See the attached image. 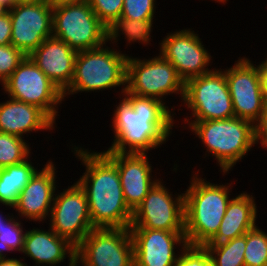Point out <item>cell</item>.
I'll return each mask as SVG.
<instances>
[{
  "label": "cell",
  "mask_w": 267,
  "mask_h": 266,
  "mask_svg": "<svg viewBox=\"0 0 267 266\" xmlns=\"http://www.w3.org/2000/svg\"><path fill=\"white\" fill-rule=\"evenodd\" d=\"M119 98L111 118L114 139L103 152L148 153L169 141L173 127L179 128L174 125V105L169 108L158 99L127 91Z\"/></svg>",
  "instance_id": "cell-1"
},
{
  "label": "cell",
  "mask_w": 267,
  "mask_h": 266,
  "mask_svg": "<svg viewBox=\"0 0 267 266\" xmlns=\"http://www.w3.org/2000/svg\"><path fill=\"white\" fill-rule=\"evenodd\" d=\"M73 145V156L85 167L77 182L86 193L93 227L129 228L133 212L124 200L117 165L102 151Z\"/></svg>",
  "instance_id": "cell-2"
},
{
  "label": "cell",
  "mask_w": 267,
  "mask_h": 266,
  "mask_svg": "<svg viewBox=\"0 0 267 266\" xmlns=\"http://www.w3.org/2000/svg\"><path fill=\"white\" fill-rule=\"evenodd\" d=\"M195 172L184 191V232L188 245L204 246L219 230L235 183L214 184Z\"/></svg>",
  "instance_id": "cell-3"
},
{
  "label": "cell",
  "mask_w": 267,
  "mask_h": 266,
  "mask_svg": "<svg viewBox=\"0 0 267 266\" xmlns=\"http://www.w3.org/2000/svg\"><path fill=\"white\" fill-rule=\"evenodd\" d=\"M184 122L181 121L183 128L190 129L189 131L203 143L202 148L206 149L204 158H215L216 164L220 167L219 172H223L224 176L229 174L244 156H248V152L255 146L254 124L250 121L233 117L224 120Z\"/></svg>",
  "instance_id": "cell-4"
},
{
  "label": "cell",
  "mask_w": 267,
  "mask_h": 266,
  "mask_svg": "<svg viewBox=\"0 0 267 266\" xmlns=\"http://www.w3.org/2000/svg\"><path fill=\"white\" fill-rule=\"evenodd\" d=\"M107 44L91 49L78 51L75 58L74 74L69 87L63 92L67 96L77 93L102 92L121 87L120 96L126 91L128 54L114 45ZM113 46V47H112ZM123 86V87H122Z\"/></svg>",
  "instance_id": "cell-5"
},
{
  "label": "cell",
  "mask_w": 267,
  "mask_h": 266,
  "mask_svg": "<svg viewBox=\"0 0 267 266\" xmlns=\"http://www.w3.org/2000/svg\"><path fill=\"white\" fill-rule=\"evenodd\" d=\"M126 91L133 95L152 97L167 105L168 95H178L181 107L185 82L178 75L175 67L160 53L153 58L128 56Z\"/></svg>",
  "instance_id": "cell-6"
},
{
  "label": "cell",
  "mask_w": 267,
  "mask_h": 266,
  "mask_svg": "<svg viewBox=\"0 0 267 266\" xmlns=\"http://www.w3.org/2000/svg\"><path fill=\"white\" fill-rule=\"evenodd\" d=\"M182 104L181 107L185 106L184 109L191 111L183 121L224 120L235 117L229 87L221 68L215 67L209 73L189 79L185 83Z\"/></svg>",
  "instance_id": "cell-7"
},
{
  "label": "cell",
  "mask_w": 267,
  "mask_h": 266,
  "mask_svg": "<svg viewBox=\"0 0 267 266\" xmlns=\"http://www.w3.org/2000/svg\"><path fill=\"white\" fill-rule=\"evenodd\" d=\"M52 36L78 51L108 44V28L88 2L53 5Z\"/></svg>",
  "instance_id": "cell-8"
},
{
  "label": "cell",
  "mask_w": 267,
  "mask_h": 266,
  "mask_svg": "<svg viewBox=\"0 0 267 266\" xmlns=\"http://www.w3.org/2000/svg\"><path fill=\"white\" fill-rule=\"evenodd\" d=\"M3 93L21 102L38 106L55 123L63 92L26 56L14 72L2 83Z\"/></svg>",
  "instance_id": "cell-9"
},
{
  "label": "cell",
  "mask_w": 267,
  "mask_h": 266,
  "mask_svg": "<svg viewBox=\"0 0 267 266\" xmlns=\"http://www.w3.org/2000/svg\"><path fill=\"white\" fill-rule=\"evenodd\" d=\"M79 266H134L129 228H93L76 246Z\"/></svg>",
  "instance_id": "cell-10"
},
{
  "label": "cell",
  "mask_w": 267,
  "mask_h": 266,
  "mask_svg": "<svg viewBox=\"0 0 267 266\" xmlns=\"http://www.w3.org/2000/svg\"><path fill=\"white\" fill-rule=\"evenodd\" d=\"M159 180L135 209L129 228L185 231L184 192L172 194Z\"/></svg>",
  "instance_id": "cell-11"
},
{
  "label": "cell",
  "mask_w": 267,
  "mask_h": 266,
  "mask_svg": "<svg viewBox=\"0 0 267 266\" xmlns=\"http://www.w3.org/2000/svg\"><path fill=\"white\" fill-rule=\"evenodd\" d=\"M73 183L62 192L57 188L48 224L58 236L77 246L94 227L86 193L77 181Z\"/></svg>",
  "instance_id": "cell-12"
},
{
  "label": "cell",
  "mask_w": 267,
  "mask_h": 266,
  "mask_svg": "<svg viewBox=\"0 0 267 266\" xmlns=\"http://www.w3.org/2000/svg\"><path fill=\"white\" fill-rule=\"evenodd\" d=\"M195 32L192 28L169 32L159 43V53L175 67L185 83L213 70L209 68L213 56Z\"/></svg>",
  "instance_id": "cell-13"
},
{
  "label": "cell",
  "mask_w": 267,
  "mask_h": 266,
  "mask_svg": "<svg viewBox=\"0 0 267 266\" xmlns=\"http://www.w3.org/2000/svg\"><path fill=\"white\" fill-rule=\"evenodd\" d=\"M234 65L222 69L231 95L235 117L255 124L260 118L265 100L258 64L248 57H238Z\"/></svg>",
  "instance_id": "cell-14"
},
{
  "label": "cell",
  "mask_w": 267,
  "mask_h": 266,
  "mask_svg": "<svg viewBox=\"0 0 267 266\" xmlns=\"http://www.w3.org/2000/svg\"><path fill=\"white\" fill-rule=\"evenodd\" d=\"M9 14L11 44L26 56L52 37L53 5L49 0L16 3Z\"/></svg>",
  "instance_id": "cell-15"
},
{
  "label": "cell",
  "mask_w": 267,
  "mask_h": 266,
  "mask_svg": "<svg viewBox=\"0 0 267 266\" xmlns=\"http://www.w3.org/2000/svg\"><path fill=\"white\" fill-rule=\"evenodd\" d=\"M129 230L134 247V266H176L181 251L188 246L184 231Z\"/></svg>",
  "instance_id": "cell-16"
},
{
  "label": "cell",
  "mask_w": 267,
  "mask_h": 266,
  "mask_svg": "<svg viewBox=\"0 0 267 266\" xmlns=\"http://www.w3.org/2000/svg\"><path fill=\"white\" fill-rule=\"evenodd\" d=\"M54 163L52 159H48L43 168L35 172L20 192L18 202L13 210L17 212L18 216L15 215L16 217H21V221L29 220L40 224L49 218L54 195L59 188L58 180H56L58 168Z\"/></svg>",
  "instance_id": "cell-17"
},
{
  "label": "cell",
  "mask_w": 267,
  "mask_h": 266,
  "mask_svg": "<svg viewBox=\"0 0 267 266\" xmlns=\"http://www.w3.org/2000/svg\"><path fill=\"white\" fill-rule=\"evenodd\" d=\"M116 165L119 172L124 200L134 212L145 196L159 181L153 176L149 153H114L104 152Z\"/></svg>",
  "instance_id": "cell-18"
},
{
  "label": "cell",
  "mask_w": 267,
  "mask_h": 266,
  "mask_svg": "<svg viewBox=\"0 0 267 266\" xmlns=\"http://www.w3.org/2000/svg\"><path fill=\"white\" fill-rule=\"evenodd\" d=\"M28 229L24 238L23 253L34 265L57 266L68 258V266L76 262V246L68 239L58 236L50 227Z\"/></svg>",
  "instance_id": "cell-19"
},
{
  "label": "cell",
  "mask_w": 267,
  "mask_h": 266,
  "mask_svg": "<svg viewBox=\"0 0 267 266\" xmlns=\"http://www.w3.org/2000/svg\"><path fill=\"white\" fill-rule=\"evenodd\" d=\"M0 103V132L20 138L31 133L54 131L57 124L38 106L27 104L9 96ZM56 126V127H55Z\"/></svg>",
  "instance_id": "cell-20"
},
{
  "label": "cell",
  "mask_w": 267,
  "mask_h": 266,
  "mask_svg": "<svg viewBox=\"0 0 267 266\" xmlns=\"http://www.w3.org/2000/svg\"><path fill=\"white\" fill-rule=\"evenodd\" d=\"M76 54V50L52 36L45 39L29 57L64 92L73 78Z\"/></svg>",
  "instance_id": "cell-21"
},
{
  "label": "cell",
  "mask_w": 267,
  "mask_h": 266,
  "mask_svg": "<svg viewBox=\"0 0 267 266\" xmlns=\"http://www.w3.org/2000/svg\"><path fill=\"white\" fill-rule=\"evenodd\" d=\"M254 195L246 191L233 196L216 235L206 244H220L246 234L257 224L258 208Z\"/></svg>",
  "instance_id": "cell-22"
},
{
  "label": "cell",
  "mask_w": 267,
  "mask_h": 266,
  "mask_svg": "<svg viewBox=\"0 0 267 266\" xmlns=\"http://www.w3.org/2000/svg\"><path fill=\"white\" fill-rule=\"evenodd\" d=\"M0 168V205L14 208L18 202L20 192L28 184L38 167L30 160Z\"/></svg>",
  "instance_id": "cell-23"
},
{
  "label": "cell",
  "mask_w": 267,
  "mask_h": 266,
  "mask_svg": "<svg viewBox=\"0 0 267 266\" xmlns=\"http://www.w3.org/2000/svg\"><path fill=\"white\" fill-rule=\"evenodd\" d=\"M155 20H134L119 18L111 27L108 28V43L116 46L117 42L122 39H126V46L130 47V44L141 43L143 46L151 44L153 36V24ZM151 39V40H150ZM128 42V43H127ZM128 44V45H127Z\"/></svg>",
  "instance_id": "cell-24"
},
{
  "label": "cell",
  "mask_w": 267,
  "mask_h": 266,
  "mask_svg": "<svg viewBox=\"0 0 267 266\" xmlns=\"http://www.w3.org/2000/svg\"><path fill=\"white\" fill-rule=\"evenodd\" d=\"M215 266H245L246 234L220 244H205Z\"/></svg>",
  "instance_id": "cell-25"
},
{
  "label": "cell",
  "mask_w": 267,
  "mask_h": 266,
  "mask_svg": "<svg viewBox=\"0 0 267 266\" xmlns=\"http://www.w3.org/2000/svg\"><path fill=\"white\" fill-rule=\"evenodd\" d=\"M31 152L27 140L0 132V168L24 162L31 156Z\"/></svg>",
  "instance_id": "cell-26"
},
{
  "label": "cell",
  "mask_w": 267,
  "mask_h": 266,
  "mask_svg": "<svg viewBox=\"0 0 267 266\" xmlns=\"http://www.w3.org/2000/svg\"><path fill=\"white\" fill-rule=\"evenodd\" d=\"M245 266H267V233L258 224L246 233Z\"/></svg>",
  "instance_id": "cell-27"
},
{
  "label": "cell",
  "mask_w": 267,
  "mask_h": 266,
  "mask_svg": "<svg viewBox=\"0 0 267 266\" xmlns=\"http://www.w3.org/2000/svg\"><path fill=\"white\" fill-rule=\"evenodd\" d=\"M20 220L21 219L18 217L13 216L0 229V259L9 258L6 251L8 253H11L12 251H19V253H21L23 251L24 238L27 230L23 228V222Z\"/></svg>",
  "instance_id": "cell-28"
},
{
  "label": "cell",
  "mask_w": 267,
  "mask_h": 266,
  "mask_svg": "<svg viewBox=\"0 0 267 266\" xmlns=\"http://www.w3.org/2000/svg\"><path fill=\"white\" fill-rule=\"evenodd\" d=\"M88 4L107 27H111L120 17L124 0H88Z\"/></svg>",
  "instance_id": "cell-29"
},
{
  "label": "cell",
  "mask_w": 267,
  "mask_h": 266,
  "mask_svg": "<svg viewBox=\"0 0 267 266\" xmlns=\"http://www.w3.org/2000/svg\"><path fill=\"white\" fill-rule=\"evenodd\" d=\"M156 0H124L121 18L153 20L156 13Z\"/></svg>",
  "instance_id": "cell-30"
},
{
  "label": "cell",
  "mask_w": 267,
  "mask_h": 266,
  "mask_svg": "<svg viewBox=\"0 0 267 266\" xmlns=\"http://www.w3.org/2000/svg\"><path fill=\"white\" fill-rule=\"evenodd\" d=\"M26 55L12 44L0 45V83L14 72Z\"/></svg>",
  "instance_id": "cell-31"
},
{
  "label": "cell",
  "mask_w": 267,
  "mask_h": 266,
  "mask_svg": "<svg viewBox=\"0 0 267 266\" xmlns=\"http://www.w3.org/2000/svg\"><path fill=\"white\" fill-rule=\"evenodd\" d=\"M176 266H215L204 246L188 245L181 251Z\"/></svg>",
  "instance_id": "cell-32"
},
{
  "label": "cell",
  "mask_w": 267,
  "mask_h": 266,
  "mask_svg": "<svg viewBox=\"0 0 267 266\" xmlns=\"http://www.w3.org/2000/svg\"><path fill=\"white\" fill-rule=\"evenodd\" d=\"M255 145L267 150V102H265L260 118L254 124Z\"/></svg>",
  "instance_id": "cell-33"
},
{
  "label": "cell",
  "mask_w": 267,
  "mask_h": 266,
  "mask_svg": "<svg viewBox=\"0 0 267 266\" xmlns=\"http://www.w3.org/2000/svg\"><path fill=\"white\" fill-rule=\"evenodd\" d=\"M11 44V17L9 12L0 17V45Z\"/></svg>",
  "instance_id": "cell-34"
},
{
  "label": "cell",
  "mask_w": 267,
  "mask_h": 266,
  "mask_svg": "<svg viewBox=\"0 0 267 266\" xmlns=\"http://www.w3.org/2000/svg\"><path fill=\"white\" fill-rule=\"evenodd\" d=\"M260 77H261V85H262V93L265 102H267V64L262 61L258 65Z\"/></svg>",
  "instance_id": "cell-35"
},
{
  "label": "cell",
  "mask_w": 267,
  "mask_h": 266,
  "mask_svg": "<svg viewBox=\"0 0 267 266\" xmlns=\"http://www.w3.org/2000/svg\"><path fill=\"white\" fill-rule=\"evenodd\" d=\"M20 257V258H3L0 259V266H26L25 261Z\"/></svg>",
  "instance_id": "cell-36"
},
{
  "label": "cell",
  "mask_w": 267,
  "mask_h": 266,
  "mask_svg": "<svg viewBox=\"0 0 267 266\" xmlns=\"http://www.w3.org/2000/svg\"><path fill=\"white\" fill-rule=\"evenodd\" d=\"M52 5L86 3L88 0H49Z\"/></svg>",
  "instance_id": "cell-37"
},
{
  "label": "cell",
  "mask_w": 267,
  "mask_h": 266,
  "mask_svg": "<svg viewBox=\"0 0 267 266\" xmlns=\"http://www.w3.org/2000/svg\"><path fill=\"white\" fill-rule=\"evenodd\" d=\"M2 213L3 212L0 213V229L14 216V213H7V215H4L5 213Z\"/></svg>",
  "instance_id": "cell-38"
},
{
  "label": "cell",
  "mask_w": 267,
  "mask_h": 266,
  "mask_svg": "<svg viewBox=\"0 0 267 266\" xmlns=\"http://www.w3.org/2000/svg\"><path fill=\"white\" fill-rule=\"evenodd\" d=\"M9 12V8L0 2V17L7 14Z\"/></svg>",
  "instance_id": "cell-39"
},
{
  "label": "cell",
  "mask_w": 267,
  "mask_h": 266,
  "mask_svg": "<svg viewBox=\"0 0 267 266\" xmlns=\"http://www.w3.org/2000/svg\"><path fill=\"white\" fill-rule=\"evenodd\" d=\"M0 2L6 5L9 9H11L16 4L15 0H0Z\"/></svg>",
  "instance_id": "cell-40"
},
{
  "label": "cell",
  "mask_w": 267,
  "mask_h": 266,
  "mask_svg": "<svg viewBox=\"0 0 267 266\" xmlns=\"http://www.w3.org/2000/svg\"><path fill=\"white\" fill-rule=\"evenodd\" d=\"M38 1H47V0H15V3L38 2Z\"/></svg>",
  "instance_id": "cell-41"
},
{
  "label": "cell",
  "mask_w": 267,
  "mask_h": 266,
  "mask_svg": "<svg viewBox=\"0 0 267 266\" xmlns=\"http://www.w3.org/2000/svg\"><path fill=\"white\" fill-rule=\"evenodd\" d=\"M212 1H215V3L217 2V3H223L224 5H225V3L227 4V1L228 0H212Z\"/></svg>",
  "instance_id": "cell-42"
},
{
  "label": "cell",
  "mask_w": 267,
  "mask_h": 266,
  "mask_svg": "<svg viewBox=\"0 0 267 266\" xmlns=\"http://www.w3.org/2000/svg\"><path fill=\"white\" fill-rule=\"evenodd\" d=\"M72 266H79V264L77 262H75Z\"/></svg>",
  "instance_id": "cell-43"
},
{
  "label": "cell",
  "mask_w": 267,
  "mask_h": 266,
  "mask_svg": "<svg viewBox=\"0 0 267 266\" xmlns=\"http://www.w3.org/2000/svg\"><path fill=\"white\" fill-rule=\"evenodd\" d=\"M263 61L267 64V58L263 59Z\"/></svg>",
  "instance_id": "cell-44"
}]
</instances>
